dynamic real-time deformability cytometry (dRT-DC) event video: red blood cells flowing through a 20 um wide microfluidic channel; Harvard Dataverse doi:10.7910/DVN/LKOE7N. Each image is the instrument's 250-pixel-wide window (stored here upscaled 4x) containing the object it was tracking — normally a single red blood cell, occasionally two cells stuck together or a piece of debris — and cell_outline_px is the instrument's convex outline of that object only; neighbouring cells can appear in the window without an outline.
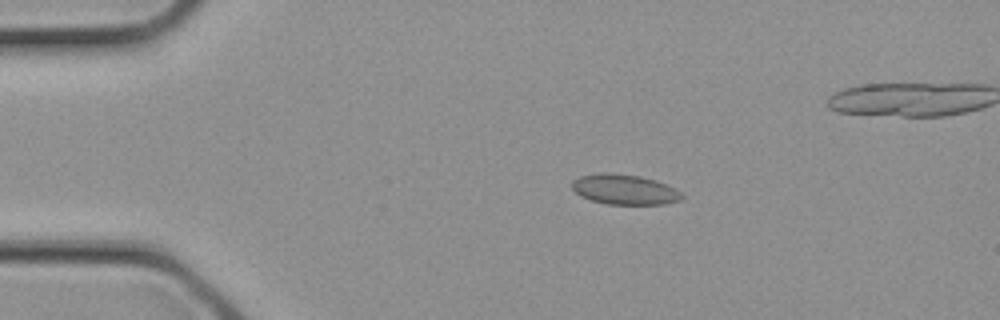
{"species": "common noctule bat (a hibernating species)", "species_latin": "Nyctalus noctula", "temperature_condition": "cold", "stored_images_in_passage": 3, "camera_frame_rate_fps": 3000, "um_per_image_px": 0.085, "animal": {"sex": "female", "body_mass_g": 21.9}, "frame": {"image": 1, "passage_image": 1, "time_ms": 0.0, "image_size_px": [1000, 320], "cell_outline_px": [[684, 196], [680, 200], [664, 204], [608, 204], [592, 200], [580, 196], [572, 188], [572, 180], [580, 176], [600, 172], [604, 172], [640, 176], [656, 180], [676, 188]], "centroid_in_image_um": [53.08, 16.1], "position_along_channel_um": 31.9, "area_um2": 19.31}}